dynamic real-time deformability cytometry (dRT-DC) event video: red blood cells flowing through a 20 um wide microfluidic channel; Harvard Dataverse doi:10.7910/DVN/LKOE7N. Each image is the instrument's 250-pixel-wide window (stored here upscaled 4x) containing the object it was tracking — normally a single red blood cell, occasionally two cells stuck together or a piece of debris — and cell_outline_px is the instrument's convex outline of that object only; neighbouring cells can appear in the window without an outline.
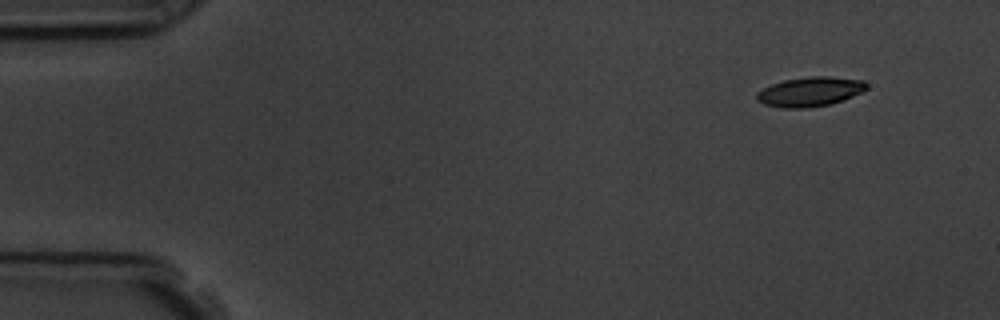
{"species": "common noctule bat (a hibernating species)", "species_latin": "Nyctalus noctula", "temperature_condition": "room temperature", "stored_images_in_passage": 4, "camera_frame_rate_fps": 3000, "um_per_image_px": 0.085, "animal": {"sex": "male", "body_mass_g": 19.5, "forearm_length_mm": 54.6}, "frame": {"image": 1, "passage_image": 1, "time_ms": 0.0, "image_size_px": [1000, 320], "cell_outline_px": [[868, 88], [864, 92], [844, 100], [828, 104], [804, 108], [784, 108], [764, 104], [756, 100], [756, 92], [772, 84], [784, 80], [808, 76], [828, 76], [864, 80], [868, 84]], "centroid_in_image_um": [68.88, 7.78], "position_along_channel_um": 16.1, "area_um2": 19.02}}